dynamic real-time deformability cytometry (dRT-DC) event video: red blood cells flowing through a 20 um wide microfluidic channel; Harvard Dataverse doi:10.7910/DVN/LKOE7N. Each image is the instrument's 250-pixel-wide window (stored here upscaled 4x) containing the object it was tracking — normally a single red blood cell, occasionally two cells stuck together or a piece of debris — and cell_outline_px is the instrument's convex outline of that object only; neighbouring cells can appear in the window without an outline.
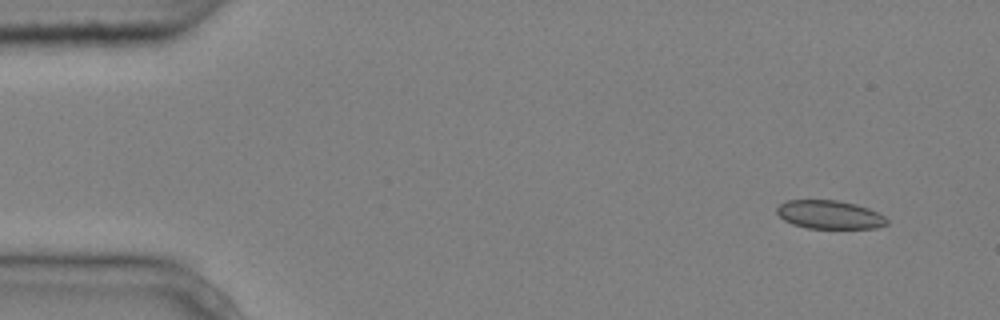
{"species": "common noctule bat (a hibernating species)", "species_latin": "Nyctalus noctula", "temperature_condition": "cold", "stored_images_in_passage": 4, "camera_frame_rate_fps": 3000, "um_per_image_px": 0.085, "animal": {"sex": "male", "body_mass_g": 20.4}, "frame": {"image": 1, "passage_image": 1, "time_ms": 0.0, "image_size_px": [1000, 320], "cell_outline_px": [[888, 224], [876, 228], [808, 228], [792, 224], [784, 220], [776, 212], [776, 208], [780, 204], [788, 200], [836, 200], [856, 204], [868, 208], [884, 216], [888, 220]], "centroid_in_image_um": [70.51, 18.24], "position_along_channel_um": 14.5, "area_um2": 18.21}}
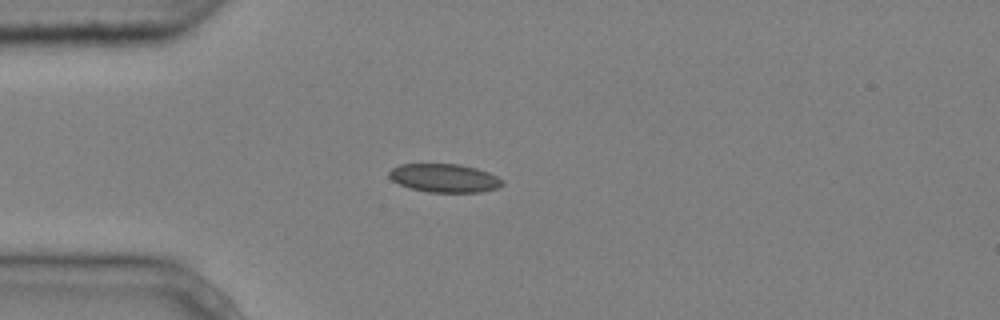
{"frame": {"image": 2, "passage_image": 4, "time_ms": 1.0, "image_size_px": [1000, 320], "cell_outline_px": [[504, 184], [496, 188], [480, 192], [428, 192], [412, 188], [400, 184], [392, 180], [388, 176], [388, 172], [392, 168], [400, 164], [460, 164], [476, 168], [488, 172], [504, 180]], "centroid_in_image_um": [37.78, 15.13], "position_along_channel_um": 47.2, "area_um2": 18.73}}